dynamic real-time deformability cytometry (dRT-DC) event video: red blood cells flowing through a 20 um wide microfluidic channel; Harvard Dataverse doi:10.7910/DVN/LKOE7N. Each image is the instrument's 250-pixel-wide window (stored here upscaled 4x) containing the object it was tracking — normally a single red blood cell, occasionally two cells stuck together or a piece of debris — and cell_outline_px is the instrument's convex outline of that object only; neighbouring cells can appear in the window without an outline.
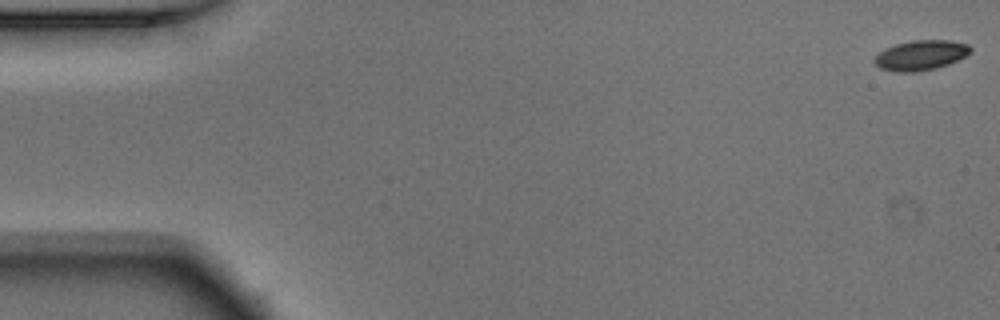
{"species": "Egyptian fruit bat (a non-hibernating species)", "species_latin": "Rousettus aegyptiacus", "temperature_condition": "warm", "stored_images_in_passage": 52, "camera_frame_rate_fps": 3000, "um_per_image_px": 0.085, "animal": {"sex": "male"}, "frame": {"image": 1, "passage_image": 1, "time_ms": 0.0, "image_size_px": [1000, 320], "cell_outline_px": [[972, 52], [948, 64], [936, 68], [916, 72], [896, 72], [880, 68], [872, 60], [884, 48], [896, 44], [912, 40], [948, 40], [968, 44], [972, 48]], "centroid_in_image_um": [78.25, 4.69], "position_along_channel_um": 6.7, "area_um2": 16.76}}
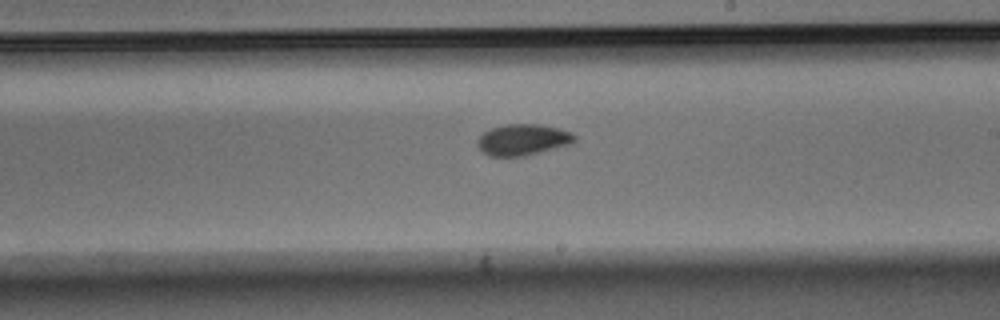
{"frame": {"image": 2, "passage_image": 30, "time_ms": 9.667, "image_size_px": [1000, 320], "cell_outline_px": [[576, 140], [572, 144], [524, 156], [488, 156], [476, 144], [476, 140], [484, 132], [492, 128], [504, 124], [540, 124], [560, 128], [572, 132], [576, 136]], "centroid_in_image_um": [44.47, 11.87], "position_along_channel_um": 244.5, "area_um2": 17.8}}
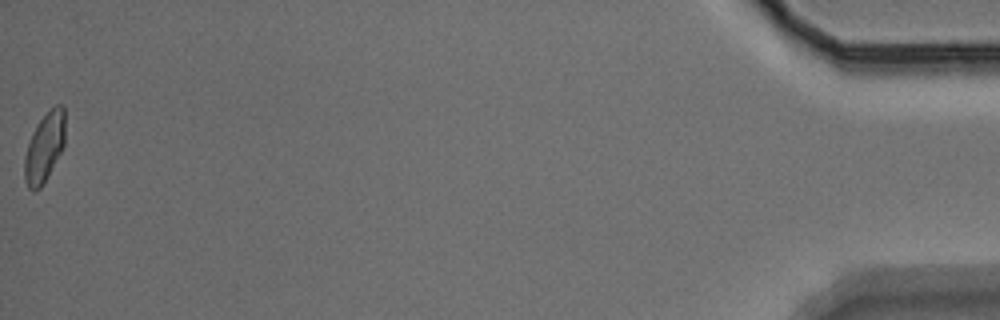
{"frame": {"image": 3, "passage_image": 52, "time_ms": 17.0, "image_size_px": [1000, 320], "cell_outline_px": [[64, 144], [60, 152], [40, 188], [36, 192], [32, 192], [28, 188], [24, 180], [24, 156], [32, 132], [36, 124], [56, 104], [64, 104]], "centroid_in_image_um": [3.75, 12.53], "position_along_channel_um": 431.5, "area_um2": 16.18}, "authors_computed_cell_mechanics": {"area_um2": 16.9354, "velocity_mm_per_s": 3.9125, "shape_relaxation_time_tau1_ms": 6.0219, "shape_relaxation_time_tau2_ms": 2.6711, "deformation_change_tau1": 0.1341, "deformation_change_tau2": 0.0578}}